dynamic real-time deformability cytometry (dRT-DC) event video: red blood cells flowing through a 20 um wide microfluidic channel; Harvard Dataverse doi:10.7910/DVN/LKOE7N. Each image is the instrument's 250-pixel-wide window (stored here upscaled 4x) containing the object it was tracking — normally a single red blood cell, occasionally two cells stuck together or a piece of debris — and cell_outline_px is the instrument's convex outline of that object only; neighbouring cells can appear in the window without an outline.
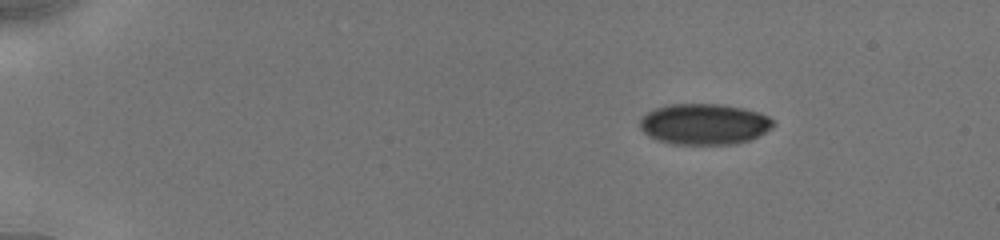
{"species": "human", "species_latin": "Homo sapiens", "temperature_condition": "cold", "stored_images_in_passage": 36, "camera_frame_rate_fps": 3000, "um_per_image_px": 0.085, "donor": {"sex": "male"}, "frame": {"image": 1, "passage_image": 1, "time_ms": 0.0, "image_size_px": [1000, 240], "cell_outline_px": [[776, 124], [772, 128], [752, 140], [736, 144], [672, 144], [656, 140], [648, 136], [640, 128], [640, 116], [656, 108], [672, 104], [720, 104], [744, 108], [768, 116]], "centroid_in_image_um": [59.86, 10.56], "position_along_channel_um": 25.1, "area_um2": 32.02}}
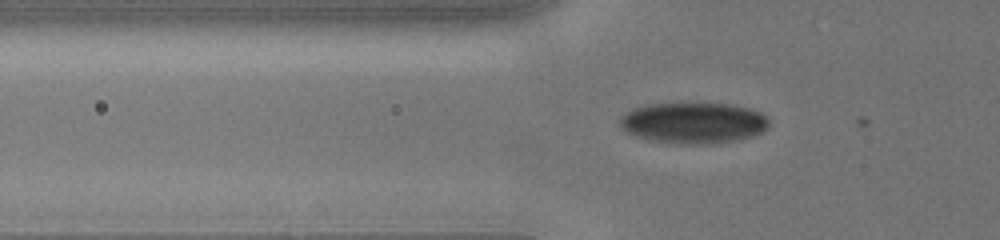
{"frame": {"image": 2, "passage_image": 27, "time_ms": 3.667, "image_size_px": [1000, 240], "cell_outline_px": [[768, 128], [764, 132], [740, 140], [716, 144], [680, 144], [648, 140], [636, 136], [628, 132], [620, 124], [620, 116], [632, 108], [648, 104], [732, 104], [748, 108], [760, 112], [768, 116]], "centroid_in_image_um": [58.98, 10.46], "position_along_channel_um": 66.8, "area_um2": 35.89}}
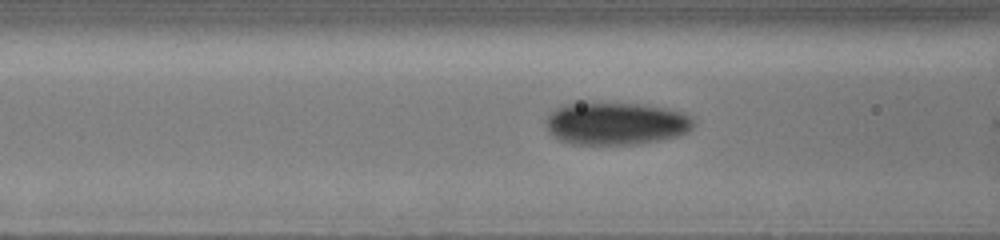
{"frame": {"image": 3, "passage_image": 35, "time_ms": 5.0, "image_size_px": [1000, 240], "cell_outline_px": [[692, 128], [688, 132], [676, 136], [660, 140], [636, 144], [572, 144], [560, 140], [552, 136], [548, 132], [544, 124], [544, 120], [548, 112], [564, 104], [576, 100], [640, 104], [664, 108], [684, 112], [692, 116]], "centroid_in_image_um": [52.25, 10.46], "position_along_channel_um": 114.3, "area_um2": 37.69}}